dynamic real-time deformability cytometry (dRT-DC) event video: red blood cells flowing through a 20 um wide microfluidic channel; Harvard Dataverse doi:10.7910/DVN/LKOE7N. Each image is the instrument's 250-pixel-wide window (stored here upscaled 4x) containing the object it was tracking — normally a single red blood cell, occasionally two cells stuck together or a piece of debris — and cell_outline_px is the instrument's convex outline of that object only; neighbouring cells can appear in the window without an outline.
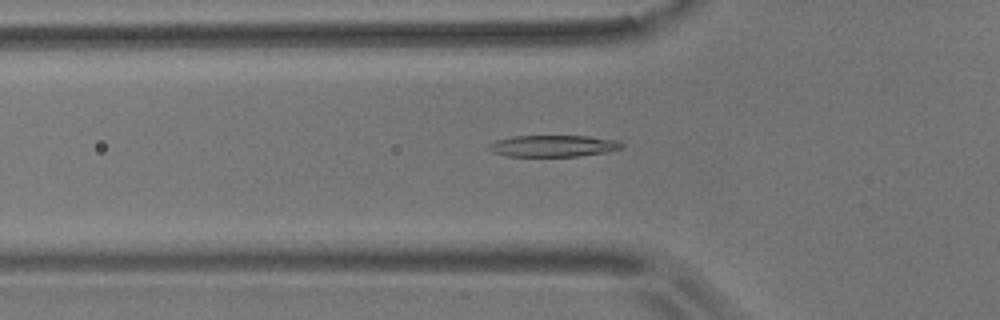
{"species": "common noctule bat (a hibernating species)", "species_latin": "Nyctalus noctula", "temperature_condition": "room temperature", "stored_images_in_passage": 43, "camera_frame_rate_fps": 3000, "um_per_image_px": 0.085, "animal": {"sex": "male", "body_mass_g": 17.9}, "frame": {"image": 1, "passage_image": 7, "time_ms": 2.0, "image_size_px": [1000, 320], "cell_outline_px": [[624, 148], [608, 152], [580, 156], [508, 156], [492, 152], [488, 148], [488, 144], [496, 140], [512, 136], [588, 136], [616, 140], [624, 144]], "centroid_in_image_um": [47.05, 12.4], "position_along_channel_um": 78.8, "area_um2": 16.82}}
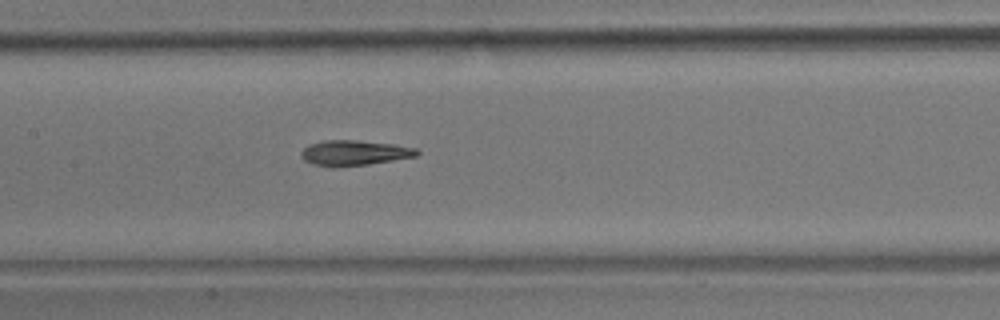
{"frame": {"image": 2, "passage_image": 15, "time_ms": 4.667, "image_size_px": [1000, 320], "cell_outline_px": [[420, 152], [416, 156], [368, 164], [336, 168], [332, 168], [312, 164], [304, 160], [300, 156], [300, 152], [308, 144], [324, 140], [356, 140], [396, 144], [416, 148]], "centroid_in_image_um": [30.06, 13.0], "position_along_channel_um": 177.3, "area_um2": 17.28}}
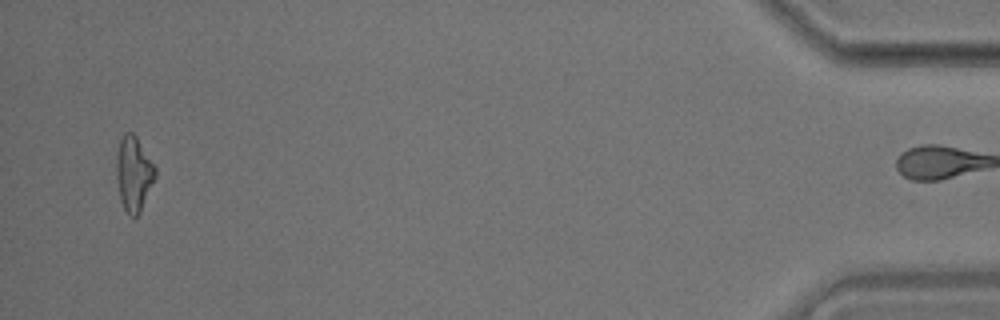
{"frame": {"image": 3, "passage_image": 42, "time_ms": 13.667, "image_size_px": [1000, 320], "cell_outline_px": [[156, 176], [140, 212], [136, 216], [128, 216], [120, 200], [116, 176], [116, 156], [120, 140], [124, 132], [132, 132], [136, 136], [156, 164]], "centroid_in_image_um": [11.37, 14.74], "position_along_channel_um": 423.8, "area_um2": 17.17}, "authors_computed_cell_mechanics": {"area_um2": 16.9932, "velocity_mm_per_s": 3.6576, "shape_relaxation_time_tau1_ms": 5.8083, "shape_relaxation_time_tau2_ms": 3.6706, "deformation_change_tau1": 0.1999, "deformation_change_tau2": 0.1531}}